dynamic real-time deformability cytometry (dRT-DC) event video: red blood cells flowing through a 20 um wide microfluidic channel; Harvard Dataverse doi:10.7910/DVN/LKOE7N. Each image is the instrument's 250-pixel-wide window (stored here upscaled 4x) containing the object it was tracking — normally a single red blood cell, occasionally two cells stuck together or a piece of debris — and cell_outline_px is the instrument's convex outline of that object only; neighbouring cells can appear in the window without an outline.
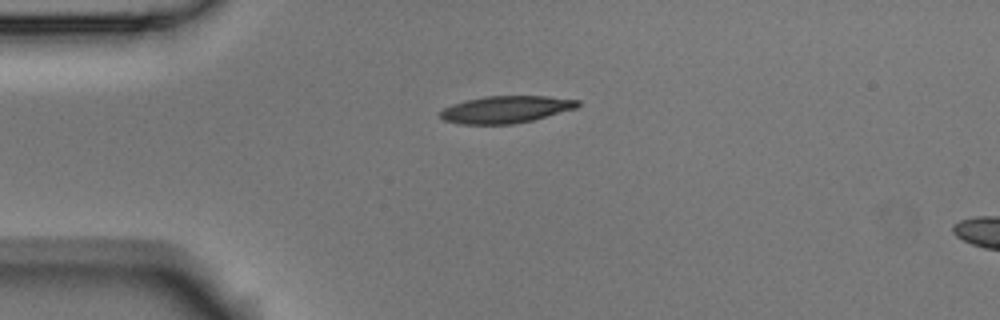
{"species": "Egyptian fruit bat (a non-hibernating species)", "species_latin": "Rousettus aegyptiacus", "temperature_condition": "room temperature", "stored_images_in_passage": 4, "camera_frame_rate_fps": 3000, "um_per_image_px": 0.085, "animal": {"sex": "male"}, "frame": {"image": 1, "passage_image": 1, "time_ms": 0.0, "image_size_px": [1000, 320], "cell_outline_px": [[580, 104], [576, 108], [532, 120], [512, 124], [460, 124], [444, 120], [440, 116], [440, 112], [444, 108], [452, 104], [464, 100], [484, 96], [544, 96], [580, 100]], "centroid_in_image_um": [42.97, 9.3], "position_along_channel_um": 42.0, "area_um2": 21.62}}
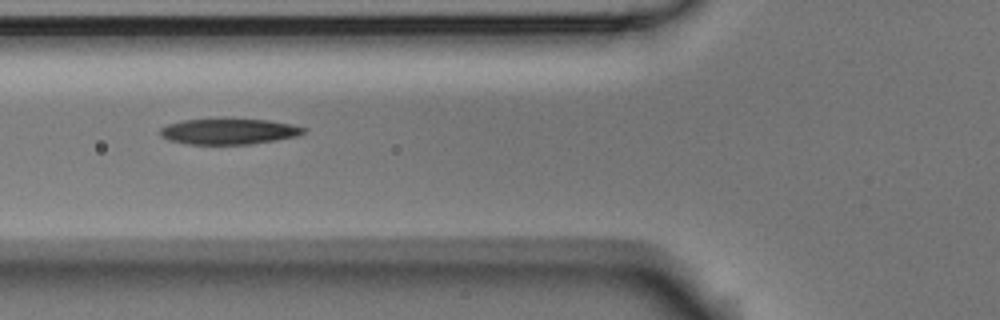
{"frame": {"image": 2, "passage_image": 3, "time_ms": 0.667, "image_size_px": [1000, 320], "cell_outline_px": [[308, 128], [304, 132], [296, 136], [276, 140], [252, 144], [188, 144], [168, 140], [160, 136], [160, 128], [168, 124], [184, 120], [220, 116], [268, 120], [292, 124]], "centroid_in_image_um": [19.43, 11.13], "position_along_channel_um": 106.4, "area_um2": 22.43}}
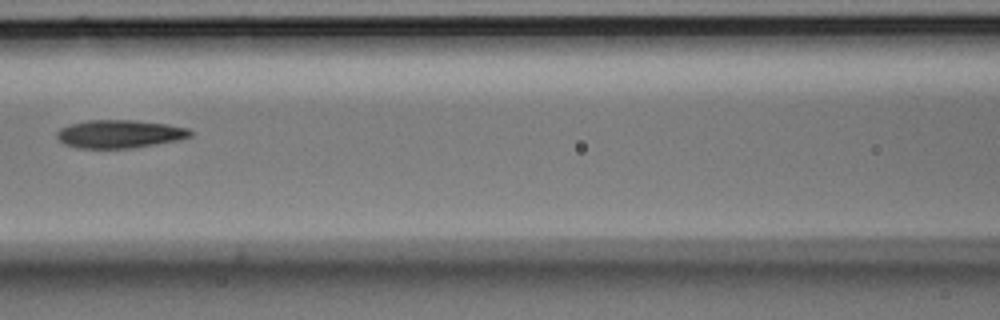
{"frame": {"image": 3, "passage_image": 4, "time_ms": 1.0, "image_size_px": [1000, 320], "cell_outline_px": [[196, 132], [192, 136], [180, 140], [132, 148], [80, 148], [64, 144], [56, 136], [56, 132], [60, 128], [72, 124], [88, 120], [136, 120], [168, 124], [188, 128]], "centroid_in_image_um": [10.23, 11.38], "position_along_channel_um": 156.4, "area_um2": 22.02}}